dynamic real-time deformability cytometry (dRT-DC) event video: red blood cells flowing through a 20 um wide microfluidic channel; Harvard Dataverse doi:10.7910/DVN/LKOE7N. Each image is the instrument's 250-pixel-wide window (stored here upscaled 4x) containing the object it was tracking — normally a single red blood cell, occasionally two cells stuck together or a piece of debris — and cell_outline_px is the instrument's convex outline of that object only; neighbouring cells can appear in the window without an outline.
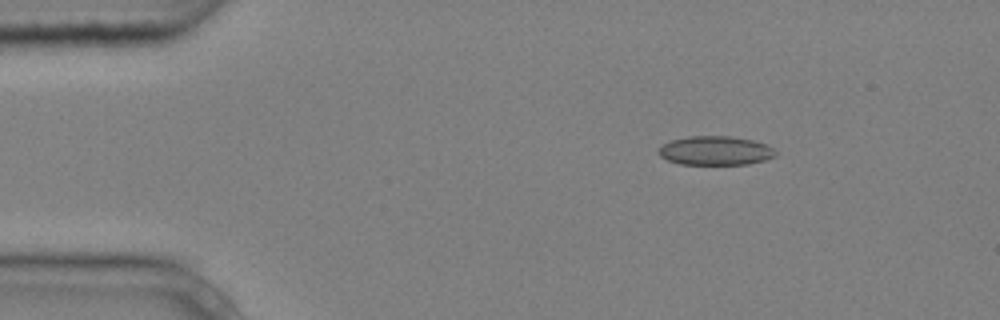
{"species": "common noctule bat (a hibernating species)", "species_latin": "Nyctalus noctula", "temperature_condition": "cold", "stored_images_in_passage": 5, "camera_frame_rate_fps": 3000, "um_per_image_px": 0.085, "animal": {"sex": "male", "body_mass_g": 20.4}, "frame": {"image": 1, "passage_image": 1, "time_ms": 0.0, "image_size_px": [1000, 320], "cell_outline_px": [[776, 156], [764, 160], [748, 164], [680, 164], [668, 160], [660, 156], [656, 152], [664, 144], [672, 140], [688, 136], [728, 136], [752, 140], [764, 144], [772, 148], [776, 152]], "centroid_in_image_um": [60.79, 12.81], "position_along_channel_um": 24.2, "area_um2": 19.59}}
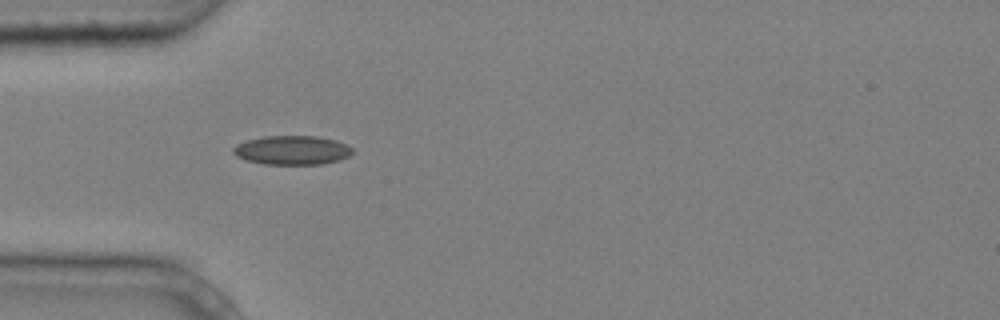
{"frame": {"image": 2, "passage_image": 3, "time_ms": 0.667, "image_size_px": [1000, 320], "cell_outline_px": [[352, 152], [348, 156], [340, 160], [320, 164], [264, 164], [244, 160], [236, 156], [232, 152], [232, 148], [236, 144], [248, 140], [264, 136], [316, 136], [336, 140], [352, 148]], "centroid_in_image_um": [24.79, 12.77], "position_along_channel_um": 60.2, "area_um2": 20.17}}
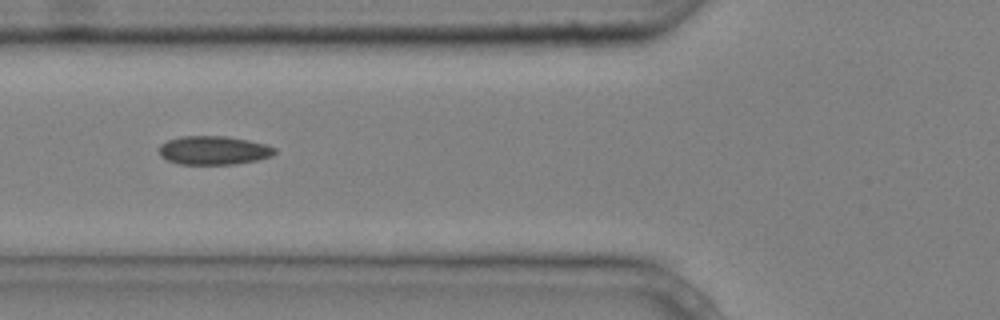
{"frame": {"image": 3, "passage_image": 4, "time_ms": 1.0, "image_size_px": [1000, 320], "cell_outline_px": [[276, 152], [272, 156], [256, 160], [236, 164], [180, 164], [168, 160], [160, 156], [160, 144], [168, 140], [180, 136], [228, 136], [248, 140], [264, 144], [276, 148]], "centroid_in_image_um": [18.16, 12.77], "position_along_channel_um": 107.6, "area_um2": 19.31}}